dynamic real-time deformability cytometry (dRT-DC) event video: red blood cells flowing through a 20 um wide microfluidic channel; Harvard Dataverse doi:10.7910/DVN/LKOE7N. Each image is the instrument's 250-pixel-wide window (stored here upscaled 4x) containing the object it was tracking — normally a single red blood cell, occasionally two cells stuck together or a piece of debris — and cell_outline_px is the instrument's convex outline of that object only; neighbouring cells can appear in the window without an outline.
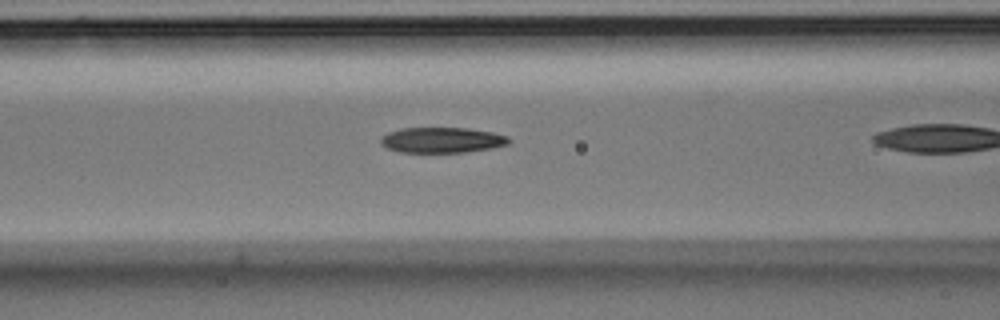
{"species": "Egyptian fruit bat (a non-hibernating species)", "species_latin": "Rousettus aegyptiacus", "temperature_condition": "room temperature", "stored_images_in_passage": 8, "camera_frame_rate_fps": 3000, "um_per_image_px": 0.085, "animal": {"sex": "male"}, "frame": {"image": 1, "passage_image": 4, "time_ms": 1.0, "image_size_px": [1000, 320], "cell_outline_px": [[512, 140], [508, 144], [492, 148], [464, 152], [400, 152], [388, 148], [380, 144], [380, 136], [388, 132], [400, 128], [468, 128], [492, 132], [508, 136]], "centroid_in_image_um": [37.56, 11.9], "position_along_channel_um": 129.0, "area_um2": 19.13}}
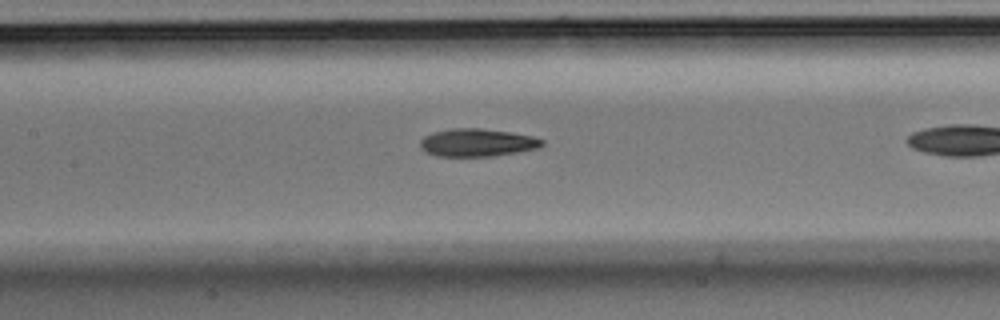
{"frame": {"image": 2, "passage_image": 7, "time_ms": 2.0, "image_size_px": [1000, 320], "cell_outline_px": [[544, 144], [540, 148], [492, 156], [436, 156], [420, 148], [420, 140], [424, 136], [432, 132], [452, 128], [480, 128], [512, 132], [532, 136], [544, 140]], "centroid_in_image_um": [40.57, 12.11], "position_along_channel_um": 166.8, "area_um2": 19.83}}